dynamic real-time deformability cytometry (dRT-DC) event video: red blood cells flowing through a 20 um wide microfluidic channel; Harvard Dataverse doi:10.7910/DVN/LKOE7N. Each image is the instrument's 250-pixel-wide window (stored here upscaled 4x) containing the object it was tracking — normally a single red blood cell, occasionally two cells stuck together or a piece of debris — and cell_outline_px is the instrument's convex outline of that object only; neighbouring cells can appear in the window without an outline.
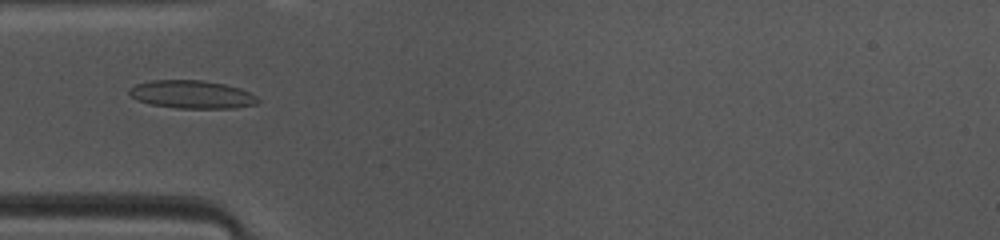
{"species": "common noctule bat (a hibernating species)", "species_latin": "Nyctalus noctula", "temperature_condition": "warm", "stored_images_in_passage": 38, "camera_frame_rate_fps": 3000, "um_per_image_px": 0.085, "animal": {"sex": "female", "body_mass_g": 10.0, "forearm_length_mm": 53.1}, "frame": {"image": 1, "passage_image": 6, "time_ms": 1.667, "image_size_px": [1000, 240], "cell_outline_px": [[260, 100], [256, 104], [232, 108], [176, 108], [148, 104], [136, 100], [128, 92], [128, 88], [136, 84], [152, 80], [204, 80], [224, 84], [240, 88], [256, 96]], "centroid_in_image_um": [16.27, 8.03], "position_along_channel_um": 68.7, "area_um2": 21.1}}
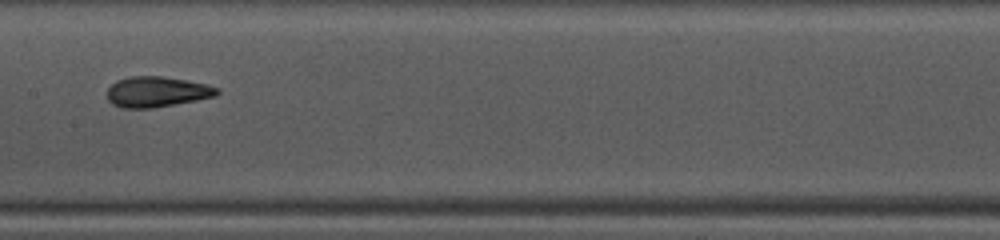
{"frame": {"image": 2, "passage_image": 15, "time_ms": 4.667, "image_size_px": [1000, 240], "cell_outline_px": [[220, 92], [216, 96], [196, 100], [152, 108], [124, 108], [112, 104], [108, 100], [108, 88], [116, 80], [128, 76], [160, 76], [208, 84], [220, 88]], "centroid_in_image_um": [13.34, 7.8], "position_along_channel_um": 194.1, "area_um2": 19.54}}
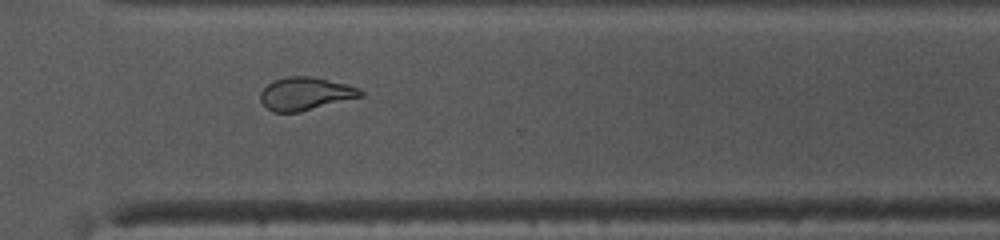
{"frame": {"image": 3, "passage_image": 26, "time_ms": 8.333, "image_size_px": [1000, 240], "cell_outline_px": [[364, 96], [300, 112], [272, 112], [260, 100], [260, 92], [268, 84], [276, 80], [288, 76], [308, 76], [348, 84], [360, 88], [364, 92]], "centroid_in_image_um": [25.99, 7.97], "position_along_channel_um": 344.6, "area_um2": 19.19}, "authors_computed_cell_mechanics": {"area_um2": 19.6231, "velocity_mm_per_s": 4.123, "shape_relaxation_time_tau1_ms": null, "shape_relaxation_time_tau2_ms": 1.4217, "deformation_change_tau1": null, "deformation_change_tau2": 0.091}}